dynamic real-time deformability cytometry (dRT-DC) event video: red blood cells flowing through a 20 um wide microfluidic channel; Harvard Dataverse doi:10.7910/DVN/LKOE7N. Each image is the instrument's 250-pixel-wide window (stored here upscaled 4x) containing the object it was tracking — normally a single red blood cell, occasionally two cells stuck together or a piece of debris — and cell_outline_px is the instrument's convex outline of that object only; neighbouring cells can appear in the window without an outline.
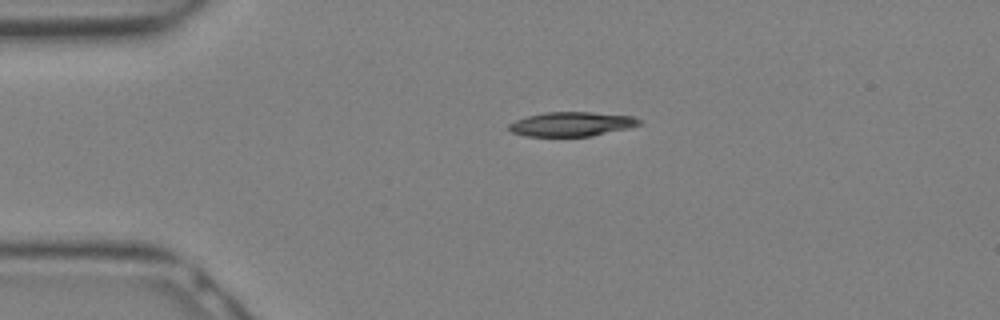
{"species": "Egyptian fruit bat (a non-hibernating species)", "species_latin": "Rousettus aegyptiacus", "temperature_condition": "warm", "stored_images_in_passage": 7, "camera_frame_rate_fps": 3000, "um_per_image_px": 0.085, "animal": {"sex": "female"}, "frame": {"image": 1, "passage_image": 1, "time_ms": 0.0, "image_size_px": [1000, 320], "cell_outline_px": [[644, 120], [640, 124], [628, 128], [592, 136], [524, 136], [512, 132], [508, 128], [508, 124], [516, 120], [528, 116], [544, 112], [592, 112], [632, 116]], "centroid_in_image_um": [48.6, 10.54], "position_along_channel_um": 36.4, "area_um2": 18.5}}
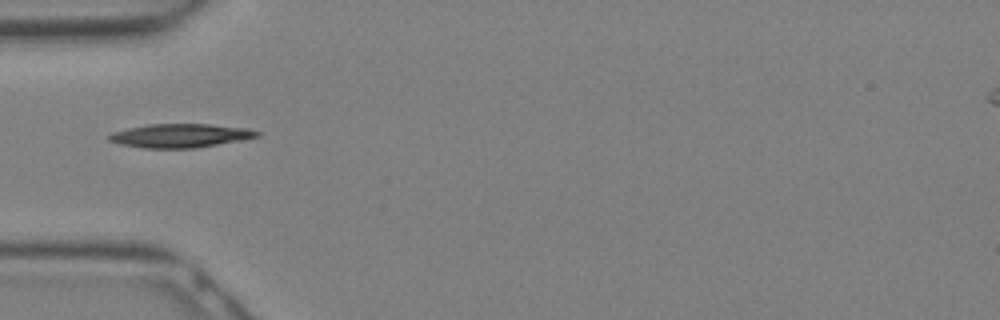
{"frame": {"image": 2, "passage_image": 4, "time_ms": 1.0, "image_size_px": [1000, 320], "cell_outline_px": [[260, 136], [244, 140], [196, 148], [144, 148], [120, 144], [108, 140], [108, 136], [112, 132], [128, 128], [148, 124], [208, 124], [248, 128], [260, 132]], "centroid_in_image_um": [15.35, 11.53], "position_along_channel_um": 69.6, "area_um2": 20.58}}
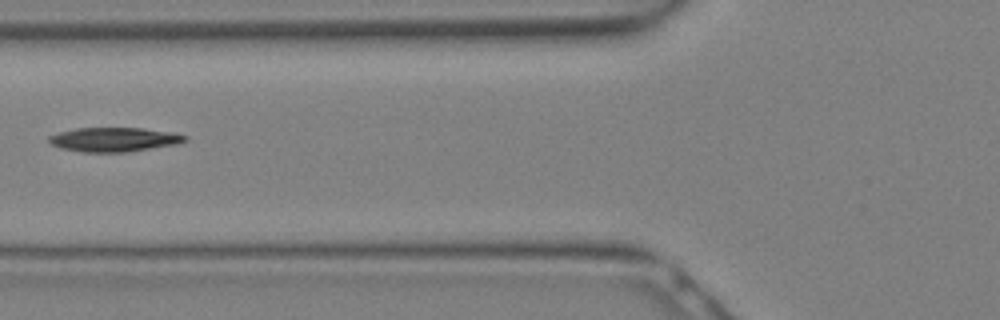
{"frame": {"image": 3, "passage_image": 6, "time_ms": 1.667, "image_size_px": [1000, 320], "cell_outline_px": [[188, 140], [176, 144], [124, 152], [80, 152], [60, 148], [52, 144], [48, 140], [48, 136], [60, 132], [76, 128], [140, 128], [168, 132], [188, 136]], "centroid_in_image_um": [9.65, 11.86], "position_along_channel_um": 116.1, "area_um2": 18.96}}